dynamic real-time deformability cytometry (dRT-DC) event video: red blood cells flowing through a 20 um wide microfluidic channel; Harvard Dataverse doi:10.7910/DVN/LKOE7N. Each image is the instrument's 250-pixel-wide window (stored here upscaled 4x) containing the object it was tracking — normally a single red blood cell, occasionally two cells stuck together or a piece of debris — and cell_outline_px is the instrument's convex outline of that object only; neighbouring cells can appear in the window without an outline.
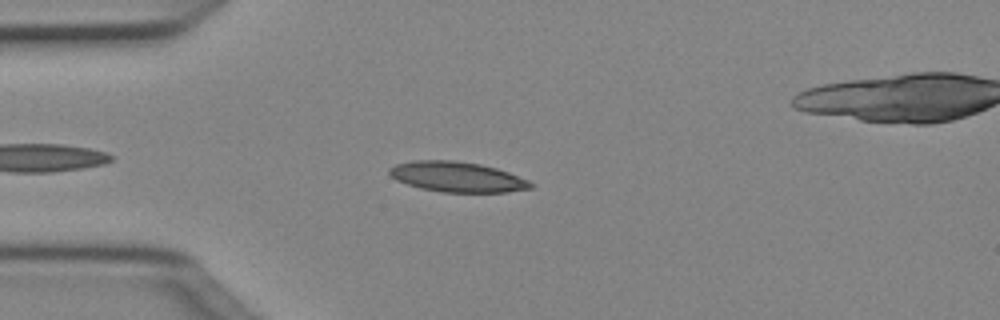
{"species": "Egyptian fruit bat (a non-hibernating species)", "species_latin": "Rousettus aegyptiacus", "temperature_condition": "cold", "stored_images_in_passage": 44, "camera_frame_rate_fps": 3000, "um_per_image_px": 0.085, "animal": {"sex": "female"}, "frame": {"image": 1, "passage_image": 6, "time_ms": 1.667, "image_size_px": [1000, 320], "cell_outline_px": [[536, 184], [532, 188], [508, 192], [440, 192], [420, 188], [396, 180], [388, 172], [388, 168], [396, 164], [412, 160], [456, 160], [480, 164], [496, 168], [508, 172], [528, 180]], "centroid_in_image_um": [38.86, 15.03], "position_along_channel_um": 46.1, "area_um2": 25.03}}
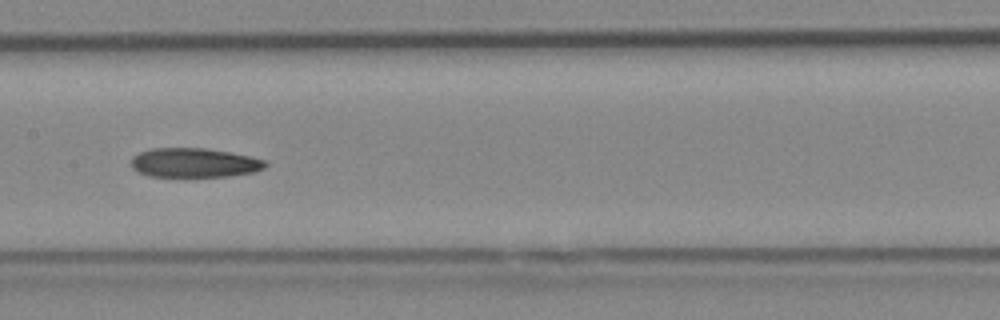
{"frame": {"image": 2, "passage_image": 18, "time_ms": 5.667, "image_size_px": [1000, 320], "cell_outline_px": [[268, 164], [264, 168], [252, 172], [228, 176], [148, 176], [136, 172], [132, 168], [132, 156], [140, 152], [152, 148], [204, 148], [252, 156], [264, 160]], "centroid_in_image_um": [16.49, 13.83], "position_along_channel_um": 190.9, "area_um2": 22.83}}
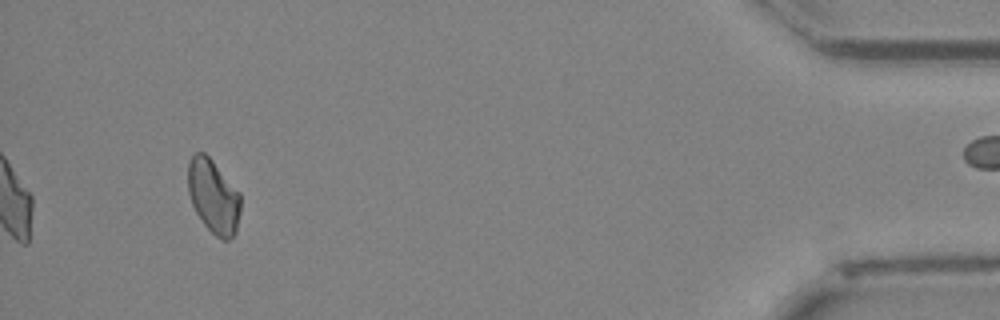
{"frame": {"image": 3, "passage_image": 40, "time_ms": 13.0, "image_size_px": [1000, 320], "cell_outline_px": [[240, 212], [236, 232], [228, 240], [224, 240], [216, 236], [204, 224], [196, 212], [192, 204], [188, 192], [188, 164], [192, 156], [196, 152], [204, 152], [212, 160], [240, 192]], "centroid_in_image_um": [18.14, 16.69], "position_along_channel_um": 417.1, "area_um2": 22.54}}